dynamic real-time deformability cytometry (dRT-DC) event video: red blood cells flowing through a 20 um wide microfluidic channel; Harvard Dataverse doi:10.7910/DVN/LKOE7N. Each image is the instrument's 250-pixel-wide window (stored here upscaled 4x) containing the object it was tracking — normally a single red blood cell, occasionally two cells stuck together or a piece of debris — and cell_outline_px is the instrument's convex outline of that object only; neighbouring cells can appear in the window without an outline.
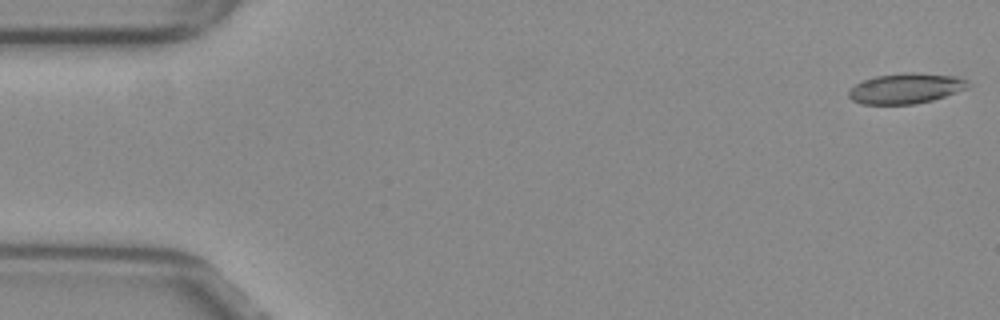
{"species": "common noctule bat (a hibernating species)", "species_latin": "Nyctalus noctula", "temperature_condition": "warm", "stored_images_in_passage": 53, "camera_frame_rate_fps": 3000, "um_per_image_px": 0.085, "animal": {"sex": "female", "body_mass_g": 29.2, "forearm_length_mm": 56.3}, "frame": {"image": 1, "passage_image": 1, "time_ms": 0.0, "image_size_px": [1000, 320], "cell_outline_px": [[972, 84], [968, 88], [932, 100], [916, 104], [860, 104], [852, 100], [848, 96], [848, 92], [856, 84], [864, 80], [876, 76], [908, 72], [916, 72], [956, 76], [968, 80]], "centroid_in_image_um": [77.03, 7.51], "position_along_channel_um": 8.0, "area_um2": 21.15}}
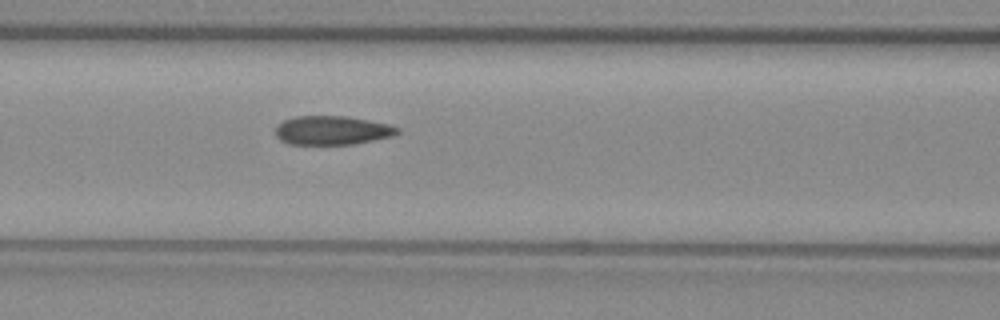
{"frame": {"image": 2, "passage_image": 22, "time_ms": 7.0, "image_size_px": [1000, 320], "cell_outline_px": [[400, 132], [392, 136], [356, 144], [288, 144], [280, 140], [276, 136], [276, 124], [284, 120], [296, 116], [348, 116], [388, 124], [400, 128]], "centroid_in_image_um": [28.22, 11.08], "position_along_channel_um": 138.4, "area_um2": 20.63}}
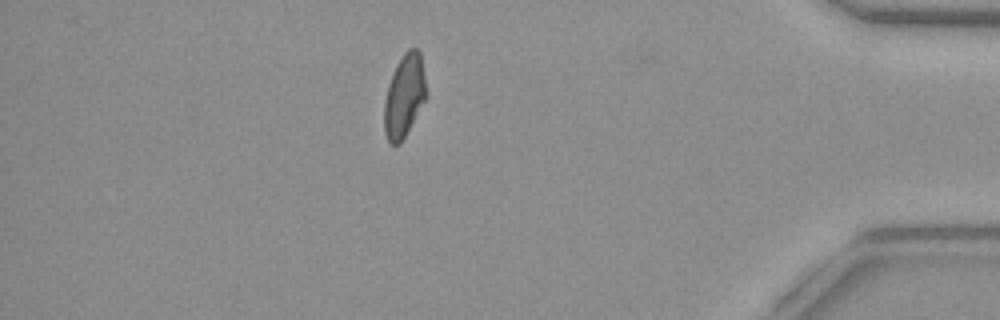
{"frame": {"image": 3, "passage_image": 46, "time_ms": 15.0, "image_size_px": [1000, 320], "cell_outline_px": [[428, 96], [400, 144], [388, 144], [384, 132], [384, 100], [388, 84], [392, 72], [396, 64], [404, 52], [408, 48], [416, 48], [420, 52], [428, 92]], "centroid_in_image_um": [34.37, 8.14], "position_along_channel_um": 400.8, "area_um2": 20.69}, "authors_computed_cell_mechanics": {"area_um2": 20.9814, "velocity_mm_per_s": 3.8591, "shape_relaxation_time_tau1_ms": null, "shape_relaxation_time_tau2_ms": 2.217, "deformation_change_tau1": null, "deformation_change_tau2": 0.0828}}